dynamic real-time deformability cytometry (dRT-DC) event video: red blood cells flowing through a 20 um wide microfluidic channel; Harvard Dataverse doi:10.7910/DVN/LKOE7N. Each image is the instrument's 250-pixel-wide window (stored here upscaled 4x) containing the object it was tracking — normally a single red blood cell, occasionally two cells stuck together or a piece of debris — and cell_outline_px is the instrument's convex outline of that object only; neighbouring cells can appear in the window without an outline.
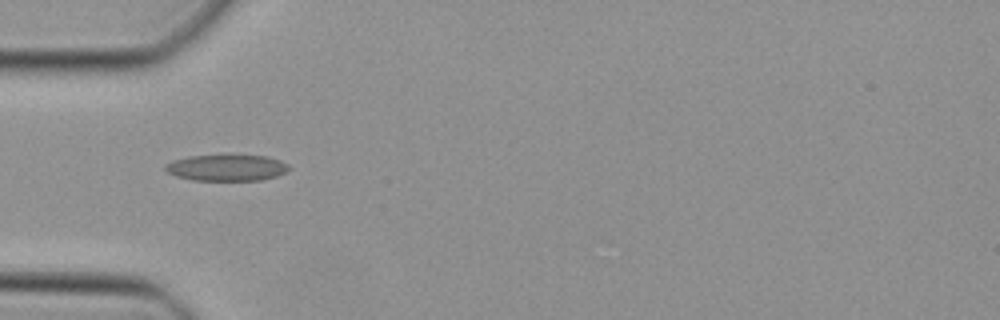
{"species": "Egyptian fruit bat (a non-hibernating species)", "species_latin": "Rousettus aegyptiacus", "temperature_condition": "cold", "stored_images_in_passage": 18, "camera_frame_rate_fps": 3000, "um_per_image_px": 0.085, "animal": {"sex": "female"}, "frame": {"image": 1, "passage_image": 1, "time_ms": 0.0, "image_size_px": [1000, 320], "cell_outline_px": [[292, 168], [276, 176], [260, 180], [192, 180], [176, 176], [168, 172], [164, 168], [164, 164], [172, 160], [188, 156], [268, 156], [280, 160], [288, 164]], "centroid_in_image_um": [19.25, 14.26], "position_along_channel_um": 65.7, "area_um2": 18.79}}
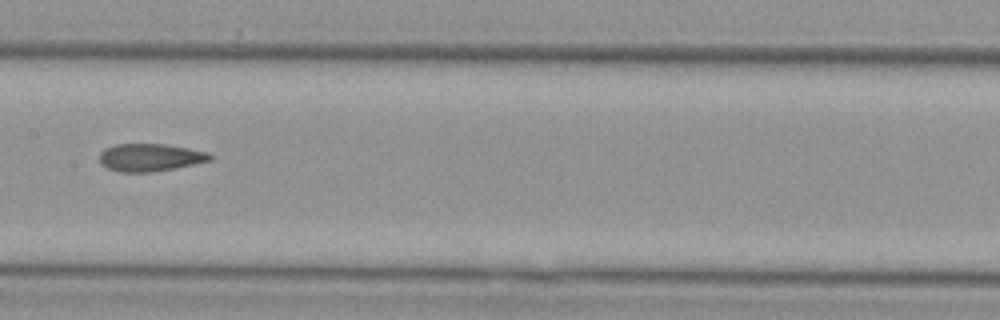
{"frame": {"image": 2, "passage_image": 10, "time_ms": 3.0, "image_size_px": [1000, 320], "cell_outline_px": [[212, 160], [176, 168], [152, 172], [116, 172], [100, 164], [100, 152], [104, 148], [116, 144], [164, 144], [188, 148], [208, 152], [212, 156]], "centroid_in_image_um": [12.74, 13.39], "position_along_channel_um": 194.7, "area_um2": 17.92}}
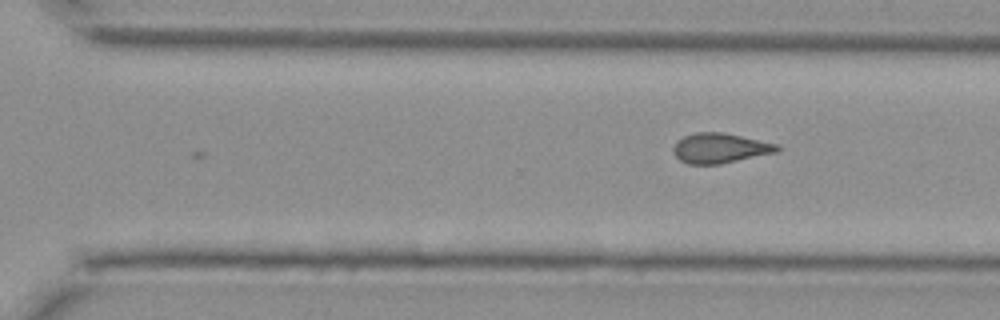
{"frame": {"image": 3, "passage_image": 18, "time_ms": 5.667, "image_size_px": [1000, 320], "cell_outline_px": [[780, 152], [720, 164], [688, 164], [680, 160], [672, 152], [672, 148], [676, 140], [684, 136], [696, 132], [724, 132], [776, 144], [780, 148]], "centroid_in_image_um": [61.18, 12.59], "position_along_channel_um": 309.4, "area_um2": 18.26}}